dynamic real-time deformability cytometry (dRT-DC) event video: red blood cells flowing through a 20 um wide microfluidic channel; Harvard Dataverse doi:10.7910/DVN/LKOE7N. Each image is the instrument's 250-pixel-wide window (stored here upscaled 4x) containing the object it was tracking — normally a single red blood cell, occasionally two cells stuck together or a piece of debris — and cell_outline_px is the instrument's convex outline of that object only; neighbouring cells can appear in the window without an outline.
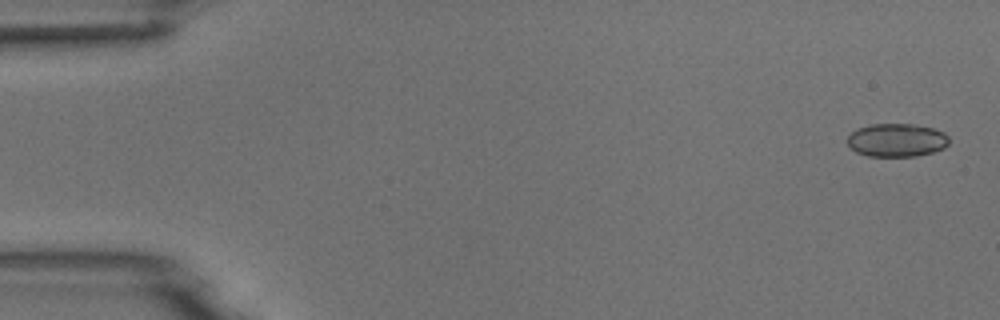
{"species": "common noctule bat (a hibernating species)", "species_latin": "Nyctalus noctula", "temperature_condition": "room temperature", "stored_images_in_passage": 4, "camera_frame_rate_fps": 3000, "um_per_image_px": 0.085, "animal": {"sex": "male", "body_mass_g": 18.8}, "frame": {"image": 1, "passage_image": 1, "time_ms": 0.0, "image_size_px": [1000, 320], "cell_outline_px": [[948, 144], [944, 148], [932, 152], [916, 156], [868, 156], [856, 152], [848, 144], [848, 136], [856, 128], [872, 124], [912, 124], [932, 128], [944, 132], [948, 136]], "centroid_in_image_um": [76.22, 11.91], "position_along_channel_um": 8.8, "area_um2": 19.65}}
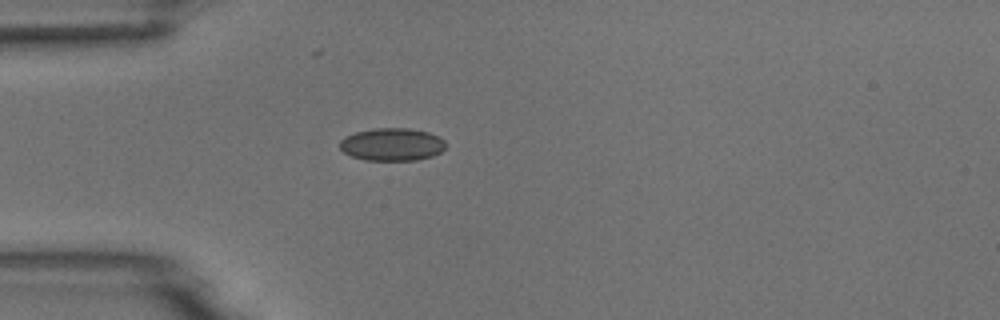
{"frame": {"image": 2, "passage_image": 4, "time_ms": 4.333, "image_size_px": [1000, 320], "cell_outline_px": [[444, 148], [440, 152], [432, 156], [416, 160], [364, 160], [352, 156], [344, 152], [340, 148], [340, 140], [344, 136], [356, 132], [372, 128], [408, 128], [428, 132], [440, 136], [444, 140]], "centroid_in_image_um": [33.31, 12.27], "position_along_channel_um": 51.7, "area_um2": 20.23}}